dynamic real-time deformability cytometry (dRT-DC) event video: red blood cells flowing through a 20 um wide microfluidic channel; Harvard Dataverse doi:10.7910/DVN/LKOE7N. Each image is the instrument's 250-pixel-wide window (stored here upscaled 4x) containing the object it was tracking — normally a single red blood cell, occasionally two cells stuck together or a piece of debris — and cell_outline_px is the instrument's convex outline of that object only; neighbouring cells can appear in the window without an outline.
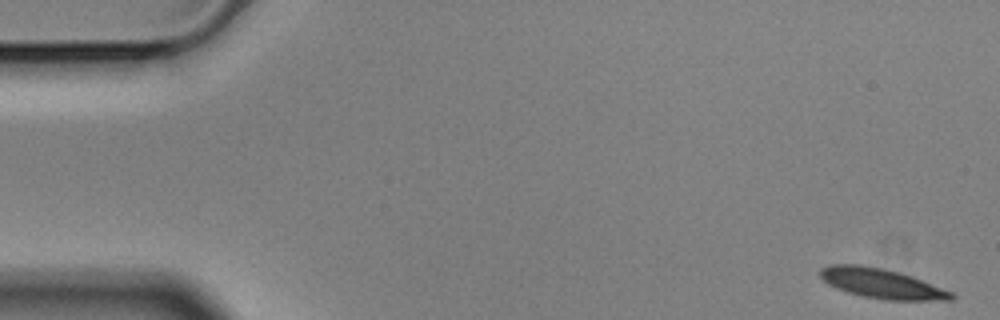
{"species": "Egyptian fruit bat (a non-hibernating species)", "species_latin": "Rousettus aegyptiacus", "temperature_condition": "cold", "stored_images_in_passage": 56, "camera_frame_rate_fps": 3000, "um_per_image_px": 0.085, "animal": {"sex": "male"}, "frame": {"image": 1, "passage_image": 1, "time_ms": 0.0, "image_size_px": [1000, 320], "cell_outline_px": [[956, 296], [952, 300], [884, 300], [864, 296], [848, 292], [836, 288], [828, 284], [820, 276], [820, 268], [832, 264], [860, 264], [884, 268], [900, 272], [912, 276], [952, 292]], "centroid_in_image_um": [74.93, 24.08], "position_along_channel_um": 10.1, "area_um2": 22.77}}
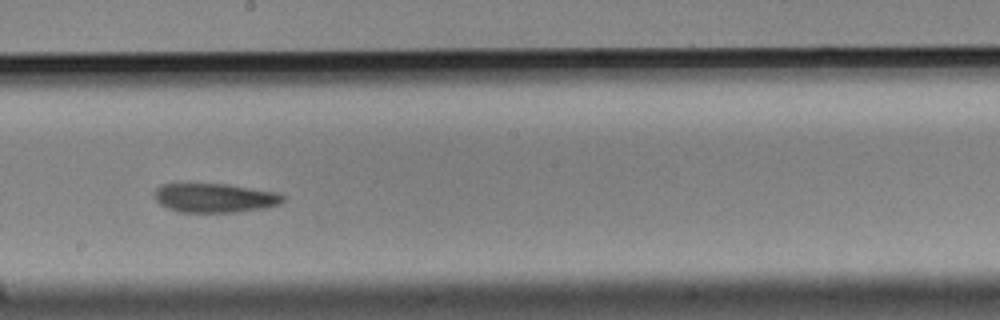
{"frame": {"image": 2, "passage_image": 31, "time_ms": 10.0, "image_size_px": [1000, 320], "cell_outline_px": [[284, 200], [280, 204], [268, 208], [236, 212], [180, 212], [168, 208], [160, 204], [156, 200], [156, 188], [164, 184], [228, 184], [276, 192], [284, 196]], "centroid_in_image_um": [18.3, 16.83], "position_along_channel_um": 229.9, "area_um2": 21.73}}
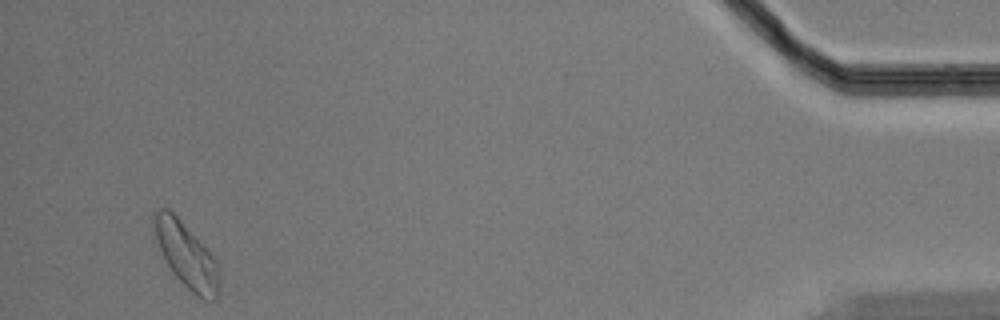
{"frame": {"image": 3, "passage_image": 54, "time_ms": 17.667, "image_size_px": [1000, 320], "cell_outline_px": [[220, 284], [216, 300], [204, 300], [192, 292], [176, 276], [152, 240], [152, 212], [156, 208], [168, 208], [180, 220], [216, 260]], "centroid_in_image_um": [15.76, 21.64], "position_along_channel_um": 419.4, "area_um2": 24.74}, "authors_computed_cell_mechanics": {"area_um2": 22.7443, "velocity_mm_per_s": 3.4724, "shape_relaxation_time_tau1_ms": 8.3621, "shape_relaxation_time_tau2_ms": null, "deformation_change_tau1": 0.15, "deformation_change_tau2": null}}